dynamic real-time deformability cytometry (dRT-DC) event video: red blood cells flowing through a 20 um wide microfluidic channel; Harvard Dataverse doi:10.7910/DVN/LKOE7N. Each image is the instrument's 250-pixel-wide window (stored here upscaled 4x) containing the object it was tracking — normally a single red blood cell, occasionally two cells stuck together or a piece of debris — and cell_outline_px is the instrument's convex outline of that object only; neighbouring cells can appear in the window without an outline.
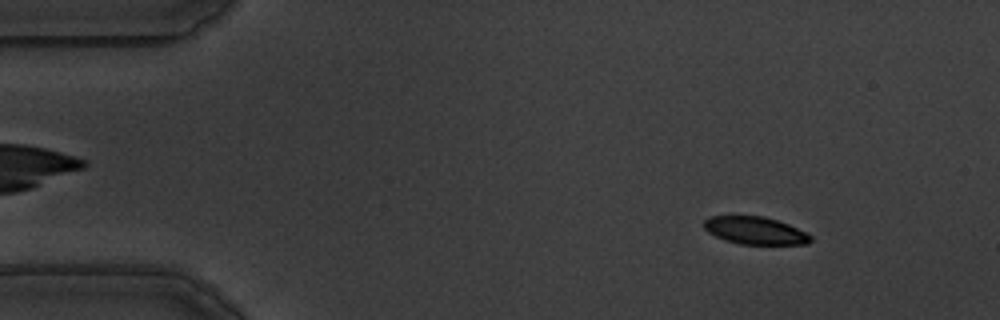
{"species": "common noctule bat (a hibernating species)", "species_latin": "Nyctalus noctula", "temperature_condition": "warm", "stored_images_in_passage": 58, "camera_frame_rate_fps": 3000, "um_per_image_px": 0.085, "animal": {"sex": "male", "body_mass_g": 19.5, "forearm_length_mm": 54.6}, "frame": {"image": 1, "passage_image": 7, "time_ms": 2.0, "image_size_px": [1000, 320], "cell_outline_px": [[812, 240], [808, 244], [740, 244], [724, 240], [708, 232], [704, 228], [704, 220], [708, 216], [764, 216], [788, 224], [812, 236]], "centroid_in_image_um": [64.16, 19.6], "position_along_channel_um": 20.8, "area_um2": 17.05}}
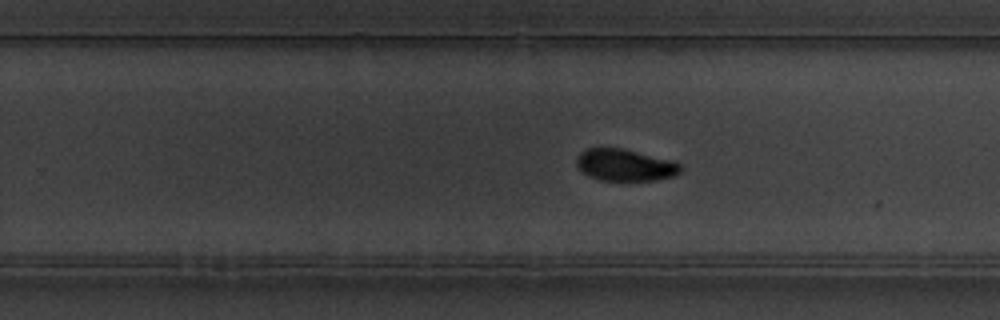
{"frame": {"image": 2, "passage_image": 36, "time_ms": 11.667, "image_size_px": [1000, 320], "cell_outline_px": [[680, 172], [676, 176], [656, 180], [628, 184], [600, 180], [588, 176], [576, 164], [576, 156], [580, 152], [588, 148], [620, 148], [676, 160], [680, 164]], "centroid_in_image_um": [53.17, 14.08], "position_along_channel_um": 276.6, "area_um2": 20.23}}
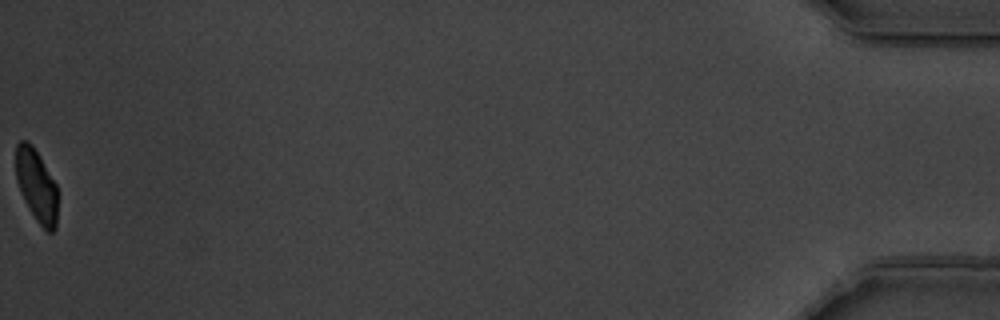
{"frame": {"image": 3, "passage_image": 58, "time_ms": 19.0, "image_size_px": [1000, 320], "cell_outline_px": [[56, 228], [52, 232], [48, 232], [36, 220], [28, 208], [24, 200], [16, 180], [16, 144], [20, 140], [28, 140], [32, 144], [40, 156], [56, 184]], "centroid_in_image_um": [3.08, 15.73], "position_along_channel_um": 432.1, "area_um2": 17.57}, "authors_computed_cell_mechanics": {"area_um2": 19.5942, "velocity_mm_per_s": 3.496, "shape_relaxation_time_tau1_ms": 2.7407, "shape_relaxation_time_tau2_ms": 2.8154, "deformation_change_tau1": 0.1148, "deformation_change_tau2": 0.064}}